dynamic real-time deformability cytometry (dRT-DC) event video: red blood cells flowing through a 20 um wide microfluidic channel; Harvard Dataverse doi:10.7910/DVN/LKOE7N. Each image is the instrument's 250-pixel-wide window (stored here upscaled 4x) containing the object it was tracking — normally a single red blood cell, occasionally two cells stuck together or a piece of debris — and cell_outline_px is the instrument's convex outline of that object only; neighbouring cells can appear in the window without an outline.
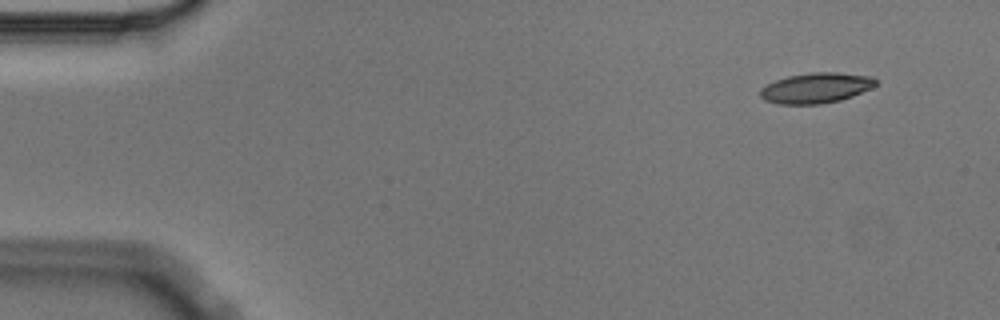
{"species": "Egyptian fruit bat (a non-hibernating species)", "species_latin": "Rousettus aegyptiacus", "temperature_condition": "cold", "stored_images_in_passage": 4, "segment_of_instrument_passage": [2, 2], "camera_frame_rate_fps": 3000, "um_per_image_px": 0.085, "animal": {"sex": "male"}, "frame": {"image": 1, "passage_image": 4, "time_ms": 1.0, "image_size_px": [1000, 320], "cell_outline_px": [[876, 84], [872, 88], [852, 96], [840, 100], [820, 104], [776, 104], [764, 100], [760, 96], [760, 88], [776, 80], [788, 76], [812, 72], [836, 72], [872, 76], [876, 80]], "centroid_in_image_um": [69.35, 7.48], "position_along_channel_um": 15.6, "area_um2": 20.46}}